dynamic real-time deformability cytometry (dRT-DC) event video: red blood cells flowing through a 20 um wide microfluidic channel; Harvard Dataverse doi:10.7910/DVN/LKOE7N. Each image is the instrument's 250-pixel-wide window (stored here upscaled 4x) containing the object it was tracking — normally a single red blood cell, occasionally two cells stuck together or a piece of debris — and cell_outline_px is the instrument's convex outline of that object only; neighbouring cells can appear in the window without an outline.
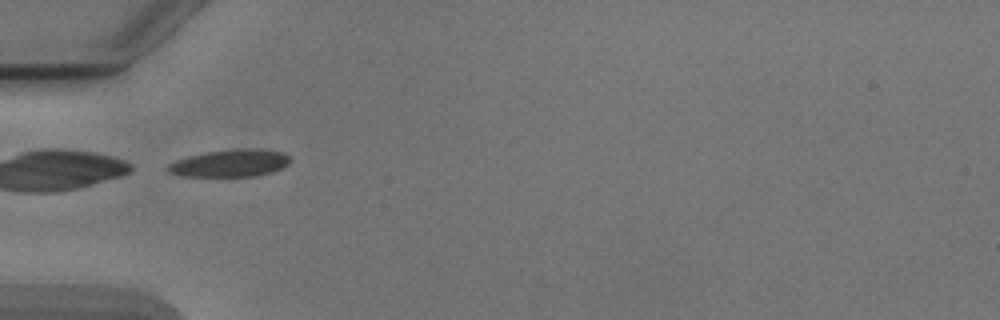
{"species": "Egyptian fruit bat (a non-hibernating species)", "species_latin": "Rousettus aegyptiacus", "temperature_condition": "cold", "stored_images_in_passage": 7, "camera_frame_rate_fps": 3000, "um_per_image_px": 0.085, "animal": {"sex": "male"}, "frame": {"image": 1, "passage_image": 5, "time_ms": 4.667, "image_size_px": [1000, 320], "cell_outline_px": [[292, 160], [284, 168], [272, 172], [252, 176], [180, 176], [168, 172], [164, 168], [168, 164], [176, 160], [188, 156], [208, 152], [240, 148], [256, 148], [284, 152], [292, 156]], "centroid_in_image_um": [19.6, 13.86], "position_along_channel_um": 65.4, "area_um2": 19.77}}
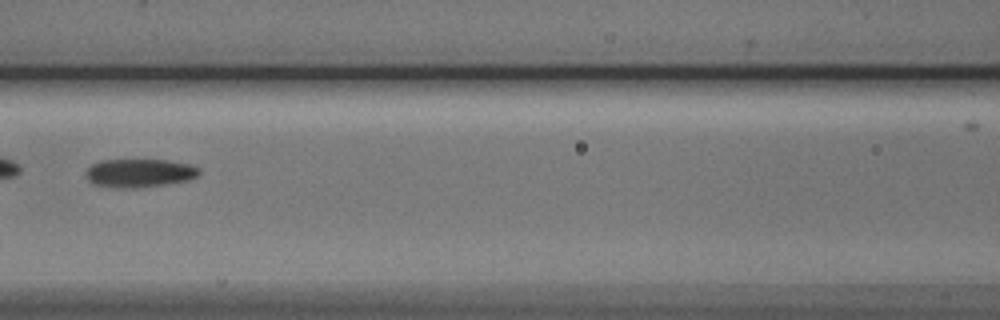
{"frame": {"image": 2, "passage_image": 7, "time_ms": 7.0, "image_size_px": [1000, 320], "cell_outline_px": [[200, 172], [196, 176], [188, 180], [164, 184], [92, 184], [88, 180], [84, 172], [92, 164], [100, 160], [168, 160], [192, 164], [200, 168]], "centroid_in_image_um": [11.91, 14.62], "position_along_channel_um": 154.7, "area_um2": 17.57}}